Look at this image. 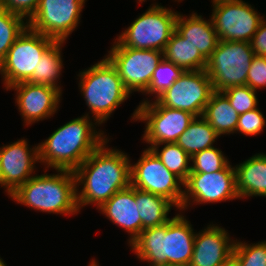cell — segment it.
Segmentation results:
<instances>
[{
	"label": "cell",
	"instance_id": "38",
	"mask_svg": "<svg viewBox=\"0 0 266 266\" xmlns=\"http://www.w3.org/2000/svg\"><path fill=\"white\" fill-rule=\"evenodd\" d=\"M88 266H99L98 262L96 261V259H92L91 263Z\"/></svg>",
	"mask_w": 266,
	"mask_h": 266
},
{
	"label": "cell",
	"instance_id": "22",
	"mask_svg": "<svg viewBox=\"0 0 266 266\" xmlns=\"http://www.w3.org/2000/svg\"><path fill=\"white\" fill-rule=\"evenodd\" d=\"M163 58L184 71L205 70L207 66V59L197 47L186 41L176 30L163 50Z\"/></svg>",
	"mask_w": 266,
	"mask_h": 266
},
{
	"label": "cell",
	"instance_id": "37",
	"mask_svg": "<svg viewBox=\"0 0 266 266\" xmlns=\"http://www.w3.org/2000/svg\"><path fill=\"white\" fill-rule=\"evenodd\" d=\"M221 266H240L237 259L232 255Z\"/></svg>",
	"mask_w": 266,
	"mask_h": 266
},
{
	"label": "cell",
	"instance_id": "14",
	"mask_svg": "<svg viewBox=\"0 0 266 266\" xmlns=\"http://www.w3.org/2000/svg\"><path fill=\"white\" fill-rule=\"evenodd\" d=\"M214 92L206 70L184 71L183 74L155 100L162 106L202 116Z\"/></svg>",
	"mask_w": 266,
	"mask_h": 266
},
{
	"label": "cell",
	"instance_id": "7",
	"mask_svg": "<svg viewBox=\"0 0 266 266\" xmlns=\"http://www.w3.org/2000/svg\"><path fill=\"white\" fill-rule=\"evenodd\" d=\"M151 5L115 39L121 46L163 52L175 31L178 12L157 3Z\"/></svg>",
	"mask_w": 266,
	"mask_h": 266
},
{
	"label": "cell",
	"instance_id": "10",
	"mask_svg": "<svg viewBox=\"0 0 266 266\" xmlns=\"http://www.w3.org/2000/svg\"><path fill=\"white\" fill-rule=\"evenodd\" d=\"M130 172L132 187L165 197L181 211L184 182L151 149L146 148L137 163L130 165Z\"/></svg>",
	"mask_w": 266,
	"mask_h": 266
},
{
	"label": "cell",
	"instance_id": "27",
	"mask_svg": "<svg viewBox=\"0 0 266 266\" xmlns=\"http://www.w3.org/2000/svg\"><path fill=\"white\" fill-rule=\"evenodd\" d=\"M159 147L153 145L150 149L170 172L185 182L191 172V157L177 143H164L161 150Z\"/></svg>",
	"mask_w": 266,
	"mask_h": 266
},
{
	"label": "cell",
	"instance_id": "1",
	"mask_svg": "<svg viewBox=\"0 0 266 266\" xmlns=\"http://www.w3.org/2000/svg\"><path fill=\"white\" fill-rule=\"evenodd\" d=\"M105 140L75 170L77 205L93 204L97 209L116 192L131 185V161L121 150L108 148ZM83 186L79 191V186Z\"/></svg>",
	"mask_w": 266,
	"mask_h": 266
},
{
	"label": "cell",
	"instance_id": "31",
	"mask_svg": "<svg viewBox=\"0 0 266 266\" xmlns=\"http://www.w3.org/2000/svg\"><path fill=\"white\" fill-rule=\"evenodd\" d=\"M232 255L240 266H266V241L248 244L236 239Z\"/></svg>",
	"mask_w": 266,
	"mask_h": 266
},
{
	"label": "cell",
	"instance_id": "29",
	"mask_svg": "<svg viewBox=\"0 0 266 266\" xmlns=\"http://www.w3.org/2000/svg\"><path fill=\"white\" fill-rule=\"evenodd\" d=\"M183 72L184 70L181 67L163 58L153 72L150 85L145 94H154L156 99L165 90L171 87Z\"/></svg>",
	"mask_w": 266,
	"mask_h": 266
},
{
	"label": "cell",
	"instance_id": "32",
	"mask_svg": "<svg viewBox=\"0 0 266 266\" xmlns=\"http://www.w3.org/2000/svg\"><path fill=\"white\" fill-rule=\"evenodd\" d=\"M222 93L228 98L231 106L239 115L257 108V91L252 90L247 85L231 87Z\"/></svg>",
	"mask_w": 266,
	"mask_h": 266
},
{
	"label": "cell",
	"instance_id": "5",
	"mask_svg": "<svg viewBox=\"0 0 266 266\" xmlns=\"http://www.w3.org/2000/svg\"><path fill=\"white\" fill-rule=\"evenodd\" d=\"M78 76L80 92L91 111L93 122L96 121L99 125L107 121L118 106L130 96L117 69L106 56L90 68L81 71Z\"/></svg>",
	"mask_w": 266,
	"mask_h": 266
},
{
	"label": "cell",
	"instance_id": "35",
	"mask_svg": "<svg viewBox=\"0 0 266 266\" xmlns=\"http://www.w3.org/2000/svg\"><path fill=\"white\" fill-rule=\"evenodd\" d=\"M40 0H0V7L19 14L27 20L36 11Z\"/></svg>",
	"mask_w": 266,
	"mask_h": 266
},
{
	"label": "cell",
	"instance_id": "28",
	"mask_svg": "<svg viewBox=\"0 0 266 266\" xmlns=\"http://www.w3.org/2000/svg\"><path fill=\"white\" fill-rule=\"evenodd\" d=\"M27 21L23 16L0 7V64L15 40L28 27Z\"/></svg>",
	"mask_w": 266,
	"mask_h": 266
},
{
	"label": "cell",
	"instance_id": "34",
	"mask_svg": "<svg viewBox=\"0 0 266 266\" xmlns=\"http://www.w3.org/2000/svg\"><path fill=\"white\" fill-rule=\"evenodd\" d=\"M247 75V86L257 91L266 87V57L255 55Z\"/></svg>",
	"mask_w": 266,
	"mask_h": 266
},
{
	"label": "cell",
	"instance_id": "26",
	"mask_svg": "<svg viewBox=\"0 0 266 266\" xmlns=\"http://www.w3.org/2000/svg\"><path fill=\"white\" fill-rule=\"evenodd\" d=\"M64 41H56L41 57L37 70L26 81L33 84L49 85L58 88L62 92V88L57 84L62 72V48Z\"/></svg>",
	"mask_w": 266,
	"mask_h": 266
},
{
	"label": "cell",
	"instance_id": "18",
	"mask_svg": "<svg viewBox=\"0 0 266 266\" xmlns=\"http://www.w3.org/2000/svg\"><path fill=\"white\" fill-rule=\"evenodd\" d=\"M235 240L227 230L214 224L195 233L189 266H221L232 256Z\"/></svg>",
	"mask_w": 266,
	"mask_h": 266
},
{
	"label": "cell",
	"instance_id": "15",
	"mask_svg": "<svg viewBox=\"0 0 266 266\" xmlns=\"http://www.w3.org/2000/svg\"><path fill=\"white\" fill-rule=\"evenodd\" d=\"M182 211L192 203H218L240 199L236 188L235 167L230 163L213 173H190L184 182ZM192 201V202H191Z\"/></svg>",
	"mask_w": 266,
	"mask_h": 266
},
{
	"label": "cell",
	"instance_id": "20",
	"mask_svg": "<svg viewBox=\"0 0 266 266\" xmlns=\"http://www.w3.org/2000/svg\"><path fill=\"white\" fill-rule=\"evenodd\" d=\"M175 30L188 42L197 47L199 52L208 59L216 49L219 38L211 18L207 21L202 15L193 13L183 16L178 13Z\"/></svg>",
	"mask_w": 266,
	"mask_h": 266
},
{
	"label": "cell",
	"instance_id": "17",
	"mask_svg": "<svg viewBox=\"0 0 266 266\" xmlns=\"http://www.w3.org/2000/svg\"><path fill=\"white\" fill-rule=\"evenodd\" d=\"M16 91V104L26 125H32L56 113L62 92L49 85L20 82L7 89Z\"/></svg>",
	"mask_w": 266,
	"mask_h": 266
},
{
	"label": "cell",
	"instance_id": "25",
	"mask_svg": "<svg viewBox=\"0 0 266 266\" xmlns=\"http://www.w3.org/2000/svg\"><path fill=\"white\" fill-rule=\"evenodd\" d=\"M219 136L203 116H197L176 143L191 157L197 152L213 147Z\"/></svg>",
	"mask_w": 266,
	"mask_h": 266
},
{
	"label": "cell",
	"instance_id": "24",
	"mask_svg": "<svg viewBox=\"0 0 266 266\" xmlns=\"http://www.w3.org/2000/svg\"><path fill=\"white\" fill-rule=\"evenodd\" d=\"M135 202L142 223V231L167 223L172 206L175 205L165 197L135 188Z\"/></svg>",
	"mask_w": 266,
	"mask_h": 266
},
{
	"label": "cell",
	"instance_id": "39",
	"mask_svg": "<svg viewBox=\"0 0 266 266\" xmlns=\"http://www.w3.org/2000/svg\"><path fill=\"white\" fill-rule=\"evenodd\" d=\"M0 266H7V264L1 257H0Z\"/></svg>",
	"mask_w": 266,
	"mask_h": 266
},
{
	"label": "cell",
	"instance_id": "11",
	"mask_svg": "<svg viewBox=\"0 0 266 266\" xmlns=\"http://www.w3.org/2000/svg\"><path fill=\"white\" fill-rule=\"evenodd\" d=\"M118 71L126 90L145 93L153 72L163 59V52L121 46L116 40L105 55Z\"/></svg>",
	"mask_w": 266,
	"mask_h": 266
},
{
	"label": "cell",
	"instance_id": "2",
	"mask_svg": "<svg viewBox=\"0 0 266 266\" xmlns=\"http://www.w3.org/2000/svg\"><path fill=\"white\" fill-rule=\"evenodd\" d=\"M88 115L70 120L38 144L39 161L47 166L44 172L48 168L74 171L108 139L102 130L96 131L99 124Z\"/></svg>",
	"mask_w": 266,
	"mask_h": 266
},
{
	"label": "cell",
	"instance_id": "36",
	"mask_svg": "<svg viewBox=\"0 0 266 266\" xmlns=\"http://www.w3.org/2000/svg\"><path fill=\"white\" fill-rule=\"evenodd\" d=\"M251 49L255 55L266 57V19H264L256 33L250 40Z\"/></svg>",
	"mask_w": 266,
	"mask_h": 266
},
{
	"label": "cell",
	"instance_id": "21",
	"mask_svg": "<svg viewBox=\"0 0 266 266\" xmlns=\"http://www.w3.org/2000/svg\"><path fill=\"white\" fill-rule=\"evenodd\" d=\"M235 172L239 198L266 197V153L255 154L236 164Z\"/></svg>",
	"mask_w": 266,
	"mask_h": 266
},
{
	"label": "cell",
	"instance_id": "4",
	"mask_svg": "<svg viewBox=\"0 0 266 266\" xmlns=\"http://www.w3.org/2000/svg\"><path fill=\"white\" fill-rule=\"evenodd\" d=\"M33 175L9 195L13 201L41 212L78 214L77 185L74 171Z\"/></svg>",
	"mask_w": 266,
	"mask_h": 266
},
{
	"label": "cell",
	"instance_id": "9",
	"mask_svg": "<svg viewBox=\"0 0 266 266\" xmlns=\"http://www.w3.org/2000/svg\"><path fill=\"white\" fill-rule=\"evenodd\" d=\"M131 117L134 121L146 122L143 140L151 146L176 143L195 116L187 111L160 105L156 100H143Z\"/></svg>",
	"mask_w": 266,
	"mask_h": 266
},
{
	"label": "cell",
	"instance_id": "13",
	"mask_svg": "<svg viewBox=\"0 0 266 266\" xmlns=\"http://www.w3.org/2000/svg\"><path fill=\"white\" fill-rule=\"evenodd\" d=\"M86 0H40L28 27L55 41H66L80 24Z\"/></svg>",
	"mask_w": 266,
	"mask_h": 266
},
{
	"label": "cell",
	"instance_id": "33",
	"mask_svg": "<svg viewBox=\"0 0 266 266\" xmlns=\"http://www.w3.org/2000/svg\"><path fill=\"white\" fill-rule=\"evenodd\" d=\"M266 120L259 108L247 111L239 115L236 133L239 132L246 136L260 134L265 128Z\"/></svg>",
	"mask_w": 266,
	"mask_h": 266
},
{
	"label": "cell",
	"instance_id": "12",
	"mask_svg": "<svg viewBox=\"0 0 266 266\" xmlns=\"http://www.w3.org/2000/svg\"><path fill=\"white\" fill-rule=\"evenodd\" d=\"M211 17L219 40L250 42L264 16L243 0H211Z\"/></svg>",
	"mask_w": 266,
	"mask_h": 266
},
{
	"label": "cell",
	"instance_id": "8",
	"mask_svg": "<svg viewBox=\"0 0 266 266\" xmlns=\"http://www.w3.org/2000/svg\"><path fill=\"white\" fill-rule=\"evenodd\" d=\"M55 42L53 38L27 27L15 40L0 64V75L5 89L17 83L26 82L37 70L42 55Z\"/></svg>",
	"mask_w": 266,
	"mask_h": 266
},
{
	"label": "cell",
	"instance_id": "30",
	"mask_svg": "<svg viewBox=\"0 0 266 266\" xmlns=\"http://www.w3.org/2000/svg\"><path fill=\"white\" fill-rule=\"evenodd\" d=\"M190 173H213L222 170L230 162L219 148L211 147L191 156Z\"/></svg>",
	"mask_w": 266,
	"mask_h": 266
},
{
	"label": "cell",
	"instance_id": "16",
	"mask_svg": "<svg viewBox=\"0 0 266 266\" xmlns=\"http://www.w3.org/2000/svg\"><path fill=\"white\" fill-rule=\"evenodd\" d=\"M36 162H40L39 147L30 148L24 138L0 147V186L8 195L34 175Z\"/></svg>",
	"mask_w": 266,
	"mask_h": 266
},
{
	"label": "cell",
	"instance_id": "23",
	"mask_svg": "<svg viewBox=\"0 0 266 266\" xmlns=\"http://www.w3.org/2000/svg\"><path fill=\"white\" fill-rule=\"evenodd\" d=\"M202 116L220 136L236 133L239 114L222 92L211 94Z\"/></svg>",
	"mask_w": 266,
	"mask_h": 266
},
{
	"label": "cell",
	"instance_id": "41",
	"mask_svg": "<svg viewBox=\"0 0 266 266\" xmlns=\"http://www.w3.org/2000/svg\"><path fill=\"white\" fill-rule=\"evenodd\" d=\"M168 266H189V265H168Z\"/></svg>",
	"mask_w": 266,
	"mask_h": 266
},
{
	"label": "cell",
	"instance_id": "3",
	"mask_svg": "<svg viewBox=\"0 0 266 266\" xmlns=\"http://www.w3.org/2000/svg\"><path fill=\"white\" fill-rule=\"evenodd\" d=\"M195 233L190 222L179 213L163 225L144 229L129 246L149 266L189 265Z\"/></svg>",
	"mask_w": 266,
	"mask_h": 266
},
{
	"label": "cell",
	"instance_id": "40",
	"mask_svg": "<svg viewBox=\"0 0 266 266\" xmlns=\"http://www.w3.org/2000/svg\"><path fill=\"white\" fill-rule=\"evenodd\" d=\"M143 1L145 2L146 0H137V2L140 4V2L141 3H143Z\"/></svg>",
	"mask_w": 266,
	"mask_h": 266
},
{
	"label": "cell",
	"instance_id": "6",
	"mask_svg": "<svg viewBox=\"0 0 266 266\" xmlns=\"http://www.w3.org/2000/svg\"><path fill=\"white\" fill-rule=\"evenodd\" d=\"M255 56L250 42L219 40L207 59L206 72L216 92L247 85L248 69Z\"/></svg>",
	"mask_w": 266,
	"mask_h": 266
},
{
	"label": "cell",
	"instance_id": "19",
	"mask_svg": "<svg viewBox=\"0 0 266 266\" xmlns=\"http://www.w3.org/2000/svg\"><path fill=\"white\" fill-rule=\"evenodd\" d=\"M112 223L120 226L128 234L130 238L128 244L131 243L142 232V223L135 202V187L131 185L121 191L116 192L108 201L104 202L98 208Z\"/></svg>",
	"mask_w": 266,
	"mask_h": 266
}]
</instances>
